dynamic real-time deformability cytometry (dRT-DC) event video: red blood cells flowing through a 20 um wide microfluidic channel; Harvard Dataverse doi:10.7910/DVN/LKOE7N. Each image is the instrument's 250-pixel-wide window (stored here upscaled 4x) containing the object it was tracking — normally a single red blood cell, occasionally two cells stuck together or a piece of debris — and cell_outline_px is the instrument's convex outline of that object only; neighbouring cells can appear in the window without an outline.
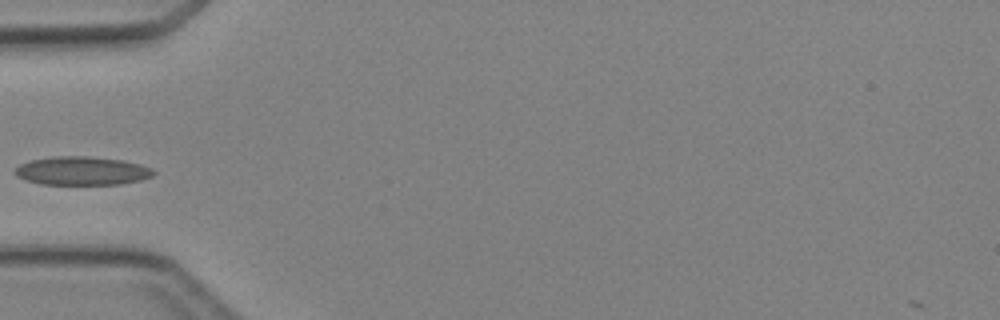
{"species": "Egyptian fruit bat (a non-hibernating species)", "species_latin": "Rousettus aegyptiacus", "temperature_condition": "cold", "stored_images_in_passage": 3, "camera_frame_rate_fps": 3000, "um_per_image_px": 0.085, "animal": {"sex": "female"}, "frame": {"image": 1, "passage_image": 3, "time_ms": 3.0, "image_size_px": [1000, 320], "cell_outline_px": [[156, 172], [152, 176], [140, 180], [120, 184], [40, 184], [16, 176], [12, 172], [20, 164], [28, 160], [52, 156], [88, 156], [124, 160], [140, 164], [152, 168]], "centroid_in_image_um": [6.95, 14.51], "position_along_channel_um": 78.0, "area_um2": 23.18}}